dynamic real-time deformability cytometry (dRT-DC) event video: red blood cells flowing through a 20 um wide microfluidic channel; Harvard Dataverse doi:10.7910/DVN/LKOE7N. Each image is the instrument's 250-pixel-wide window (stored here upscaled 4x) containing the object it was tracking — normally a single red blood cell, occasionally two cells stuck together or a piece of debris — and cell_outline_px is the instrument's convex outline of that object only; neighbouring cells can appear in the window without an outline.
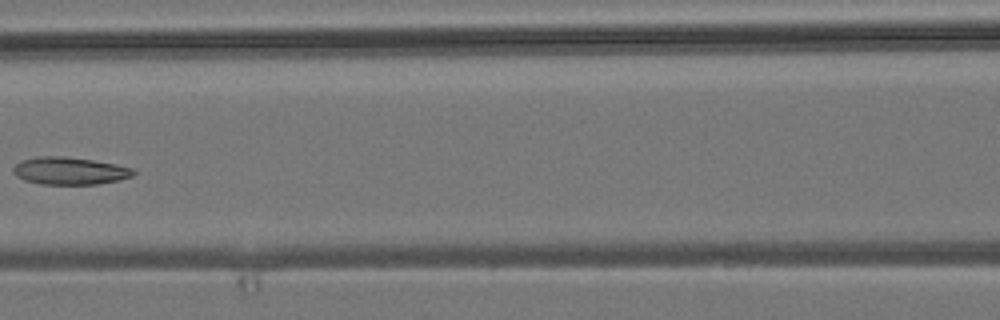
{"species": "common noctule bat (a hibernating species)", "species_latin": "Nyctalus noctula", "temperature_condition": "room temperature", "stored_images_in_passage": 7, "camera_frame_rate_fps": 3000, "um_per_image_px": 0.085, "animal": {"sex": "male", "body_mass_g": 19.2, "forearm_length_mm": 51.8}, "frame": {"image": 1, "passage_image": 7, "time_ms": 7.0, "image_size_px": [1000, 320], "cell_outline_px": [[136, 172], [132, 176], [120, 180], [96, 184], [40, 184], [24, 180], [16, 176], [12, 172], [12, 168], [20, 160], [36, 156], [64, 156], [92, 160], [116, 164], [136, 168]], "centroid_in_image_um": [5.92, 14.51], "position_along_channel_um": 160.7, "area_um2": 19.48}}